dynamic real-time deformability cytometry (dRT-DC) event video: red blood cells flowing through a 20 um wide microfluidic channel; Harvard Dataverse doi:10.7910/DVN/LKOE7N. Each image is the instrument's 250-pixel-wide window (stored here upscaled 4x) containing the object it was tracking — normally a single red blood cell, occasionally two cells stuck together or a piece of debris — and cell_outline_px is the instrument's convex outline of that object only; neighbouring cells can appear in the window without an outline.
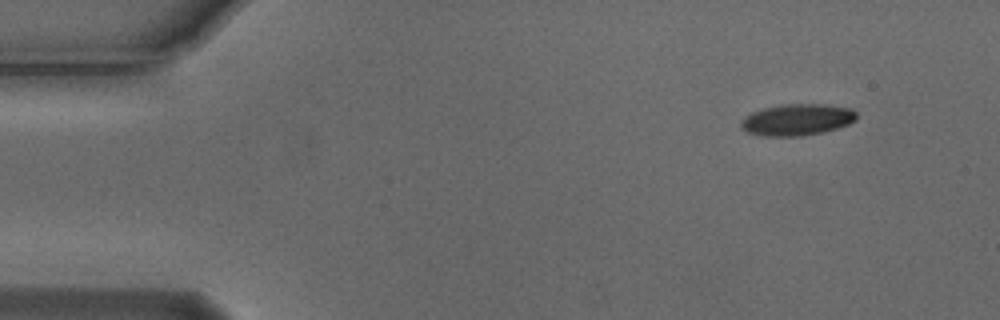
{"species": "Egyptian fruit bat (a non-hibernating species)", "species_latin": "Rousettus aegyptiacus", "temperature_condition": "cold", "stored_images_in_passage": 7, "camera_frame_rate_fps": 3000, "um_per_image_px": 0.085, "animal": {"sex": "male"}, "frame": {"image": 1, "passage_image": 1, "time_ms": 0.0, "image_size_px": [1000, 320], "cell_outline_px": [[856, 120], [848, 124], [836, 128], [820, 132], [800, 136], [760, 136], [748, 132], [740, 128], [740, 124], [744, 116], [752, 112], [764, 108], [784, 104], [824, 104], [852, 108], [856, 112]], "centroid_in_image_um": [67.73, 10.17], "position_along_channel_um": 17.3, "area_um2": 21.21}}
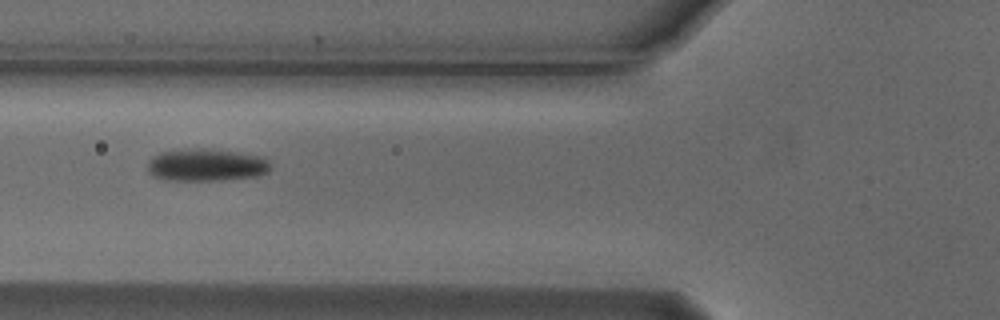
{"frame": {"image": 2, "passage_image": 5, "time_ms": 1.333, "image_size_px": [1000, 320], "cell_outline_px": [[272, 168], [268, 172], [260, 176], [220, 180], [164, 180], [152, 176], [148, 172], [148, 160], [152, 156], [160, 152], [188, 148], [196, 148], [236, 152], [264, 156], [268, 160]], "centroid_in_image_um": [17.54, 14.03], "position_along_channel_um": 108.3, "area_um2": 23.52}}
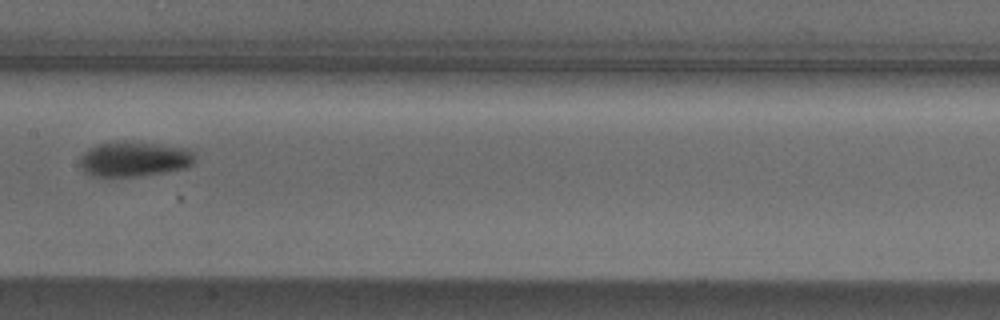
{"frame": {"image": 3, "passage_image": 7, "time_ms": 2.0, "image_size_px": [1000, 320], "cell_outline_px": [[196, 160], [188, 168], [164, 172], [136, 176], [92, 176], [84, 172], [80, 164], [80, 156], [88, 148], [100, 144], [116, 140], [124, 140], [192, 148]], "centroid_in_image_um": [11.44, 13.5], "position_along_channel_um": 196.0, "area_um2": 23.87}}